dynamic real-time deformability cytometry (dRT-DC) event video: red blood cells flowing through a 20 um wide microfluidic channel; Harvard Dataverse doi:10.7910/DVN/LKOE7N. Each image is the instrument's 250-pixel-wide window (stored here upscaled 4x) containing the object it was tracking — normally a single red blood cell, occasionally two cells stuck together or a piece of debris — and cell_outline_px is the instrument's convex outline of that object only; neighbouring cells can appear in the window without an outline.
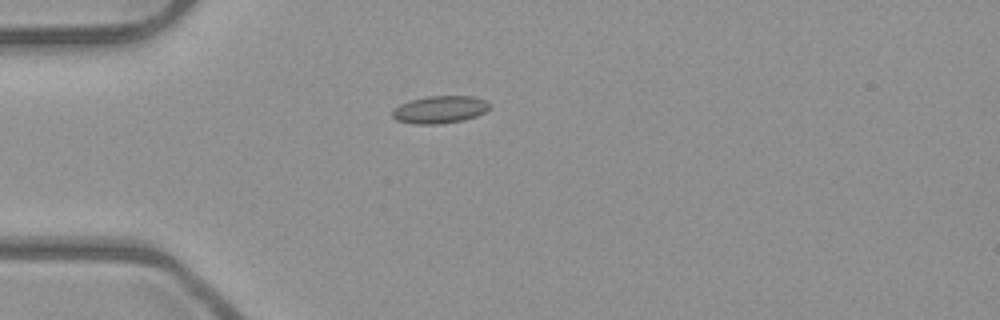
{"species": "common noctule bat (a hibernating species)", "species_latin": "Nyctalus noctula", "temperature_condition": "room temperature", "stored_images_in_passage": 2, "camera_frame_rate_fps": 3000, "um_per_image_px": 0.085, "animal": {"sex": "male", "body_mass_g": 23.1, "forearm_length_mm": 52.7}, "frame": {"image": 1, "passage_image": 1, "time_ms": 0.0, "image_size_px": [1000, 320], "cell_outline_px": [[492, 104], [484, 112], [476, 116], [464, 120], [440, 124], [412, 124], [396, 120], [392, 116], [392, 108], [400, 104], [412, 100], [428, 96], [476, 96], [488, 100]], "centroid_in_image_um": [37.4, 9.31], "position_along_channel_um": 47.6, "area_um2": 15.78}}